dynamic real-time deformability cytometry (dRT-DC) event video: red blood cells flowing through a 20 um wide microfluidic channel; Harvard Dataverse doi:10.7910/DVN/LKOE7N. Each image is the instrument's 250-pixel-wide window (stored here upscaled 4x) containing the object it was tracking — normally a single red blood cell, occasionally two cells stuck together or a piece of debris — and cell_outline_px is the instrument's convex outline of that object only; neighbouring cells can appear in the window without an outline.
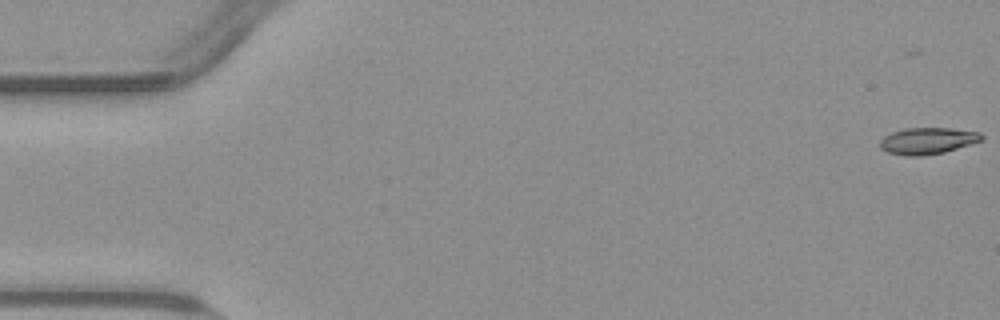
{"species": "common noctule bat (a hibernating species)", "species_latin": "Nyctalus noctula", "temperature_condition": "warm", "stored_images_in_passage": 56, "camera_frame_rate_fps": 3000, "um_per_image_px": 0.085, "animal": {"sex": "male", "body_mass_g": 23.1, "forearm_length_mm": 52.7}, "frame": {"image": 1, "passage_image": 2, "time_ms": 0.333, "image_size_px": [1000, 320], "cell_outline_px": [[984, 140], [944, 152], [920, 156], [908, 156], [888, 152], [880, 148], [880, 140], [884, 136], [892, 132], [904, 128], [948, 128], [980, 132], [984, 136]], "centroid_in_image_um": [78.85, 11.96], "position_along_channel_um": 6.1, "area_um2": 15.72}}
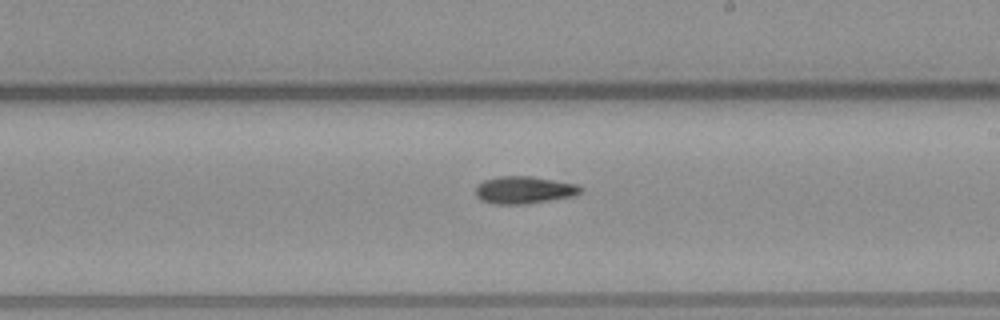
{"frame": {"image": 2, "passage_image": 33, "time_ms": 10.667, "image_size_px": [1000, 320], "cell_outline_px": [[584, 188], [580, 192], [572, 196], [524, 204], [492, 204], [480, 200], [476, 196], [476, 184], [484, 180], [500, 176], [532, 176], [580, 184]], "centroid_in_image_um": [44.54, 16.14], "position_along_channel_um": 244.5, "area_um2": 16.88}}
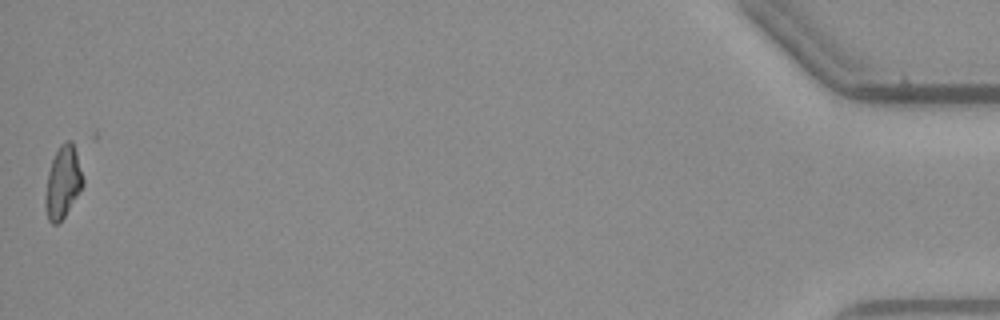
{"frame": {"image": 3, "passage_image": 56, "time_ms": 18.333, "image_size_px": [1000, 320], "cell_outline_px": [[84, 184], [64, 216], [56, 224], [52, 224], [48, 220], [48, 172], [52, 160], [60, 144], [64, 140], [72, 140], [76, 152], [84, 180]], "centroid_in_image_um": [5.4, 15.4], "position_along_channel_um": 429.8, "area_um2": 14.91}}